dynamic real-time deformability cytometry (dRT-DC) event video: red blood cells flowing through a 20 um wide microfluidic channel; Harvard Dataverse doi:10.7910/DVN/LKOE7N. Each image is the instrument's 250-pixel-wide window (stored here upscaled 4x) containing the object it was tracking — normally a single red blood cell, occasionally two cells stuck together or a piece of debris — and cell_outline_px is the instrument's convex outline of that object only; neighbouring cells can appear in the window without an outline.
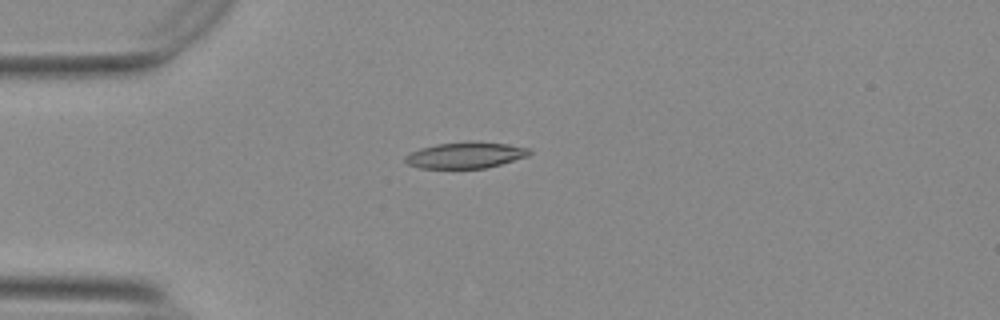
{"species": "Egyptian fruit bat (a non-hibernating species)", "species_latin": "Rousettus aegyptiacus", "temperature_condition": "warm", "stored_images_in_passage": 42, "camera_frame_rate_fps": 3000, "um_per_image_px": 0.085, "animal": {"sex": "female"}, "frame": {"image": 1, "passage_image": 2, "time_ms": 0.333, "image_size_px": [1000, 320], "cell_outline_px": [[532, 152], [528, 156], [500, 164], [484, 168], [420, 168], [408, 164], [404, 160], [404, 156], [420, 148], [436, 144], [508, 144], [528, 148]], "centroid_in_image_um": [39.53, 13.23], "position_along_channel_um": 45.5, "area_um2": 17.98}}
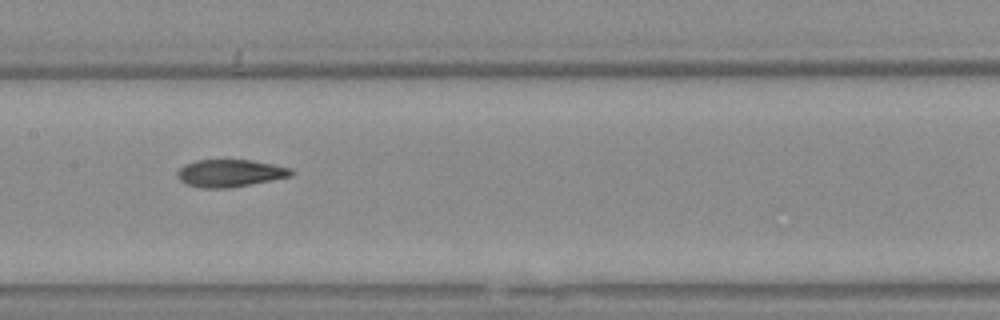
{"frame": {"image": 2, "passage_image": 15, "time_ms": 4.667, "image_size_px": [1000, 320], "cell_outline_px": [[292, 176], [228, 188], [200, 188], [188, 184], [180, 180], [176, 176], [176, 172], [184, 164], [196, 160], [252, 160], [292, 168]], "centroid_in_image_um": [19.52, 14.71], "position_along_channel_um": 187.9, "area_um2": 18.09}}
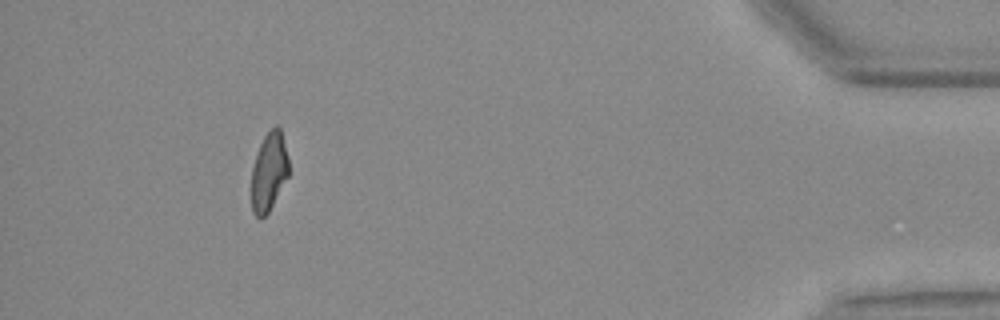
{"frame": {"image": 3, "passage_image": 38, "time_ms": 12.333, "image_size_px": [1000, 320], "cell_outline_px": [[288, 176], [268, 212], [260, 220], [252, 212], [252, 168], [260, 144], [264, 136], [276, 124], [280, 128], [288, 156]], "centroid_in_image_um": [22.86, 14.6], "position_along_channel_um": 412.3, "area_um2": 16.82}, "authors_computed_cell_mechanics": {"area_um2": 18.3515, "velocity_mm_per_s": 3.7305, "shape_relaxation_time_tau1_ms": null, "shape_relaxation_time_tau2_ms": 2.2823, "deformation_change_tau1": null, "deformation_change_tau2": 0.0911}}